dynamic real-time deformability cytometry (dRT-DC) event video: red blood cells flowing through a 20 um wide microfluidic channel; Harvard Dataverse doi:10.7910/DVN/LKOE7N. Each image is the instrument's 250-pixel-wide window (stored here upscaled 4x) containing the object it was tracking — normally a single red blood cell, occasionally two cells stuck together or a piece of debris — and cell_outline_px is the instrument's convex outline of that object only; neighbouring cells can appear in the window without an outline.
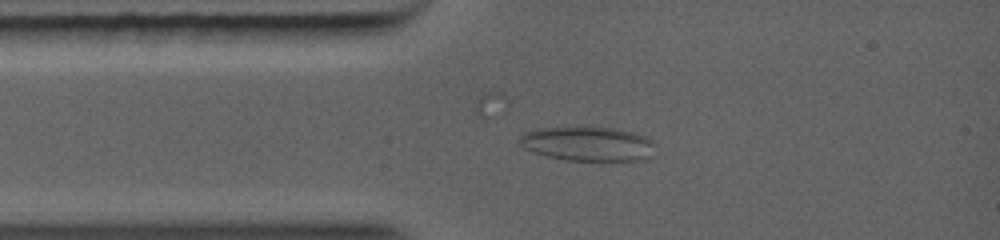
{"species": "common noctule bat (a hibernating species)", "species_latin": "Nyctalus noctula", "temperature_condition": "warm", "stored_images_in_passage": 33, "camera_frame_rate_fps": 5000, "um_per_image_px": 0.085, "animal": {"sex": "female", "body_mass_g": 19.0, "forearm_length_mm": 56.7}, "frame": {"image": 1, "passage_image": 5, "time_ms": 1.8, "image_size_px": [1000, 240], "cell_outline_px": [[656, 144], [648, 156], [644, 160], [568, 160], [548, 156], [532, 152], [524, 148], [516, 140], [524, 132], [536, 128], [616, 128], [648, 136]], "centroid_in_image_um": [49.94, 12.22], "position_along_channel_um": 35.1, "area_um2": 26.99}}
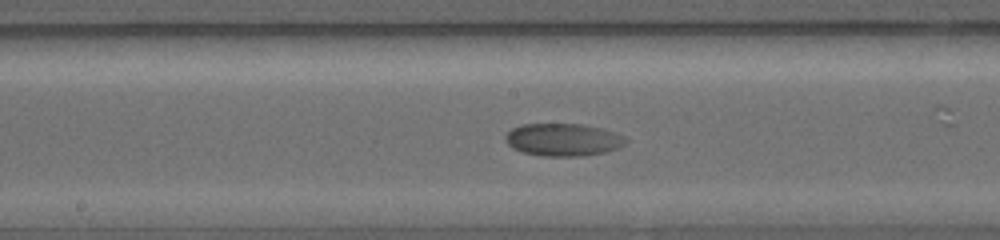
{"frame": {"image": 2, "passage_image": 14, "time_ms": 5.6, "image_size_px": [1000, 240], "cell_outline_px": [[628, 140], [624, 144], [616, 148], [604, 152], [580, 156], [540, 156], [520, 152], [512, 148], [504, 140], [504, 136], [512, 128], [520, 124], [580, 124], [600, 128], [624, 136]], "centroid_in_image_um": [47.79, 11.88], "position_along_channel_um": 200.4, "area_um2": 22.83}}
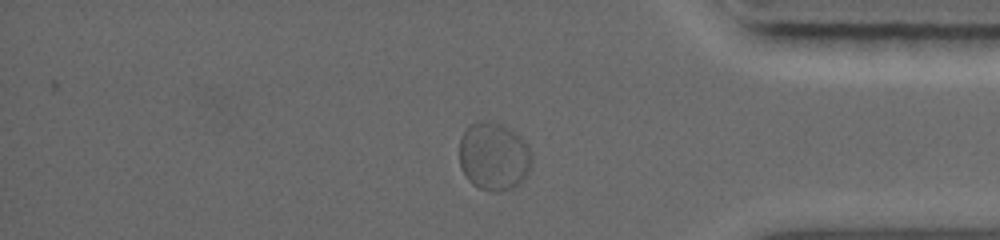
{"frame": {"image": 3, "passage_image": 24, "time_ms": 10.2, "image_size_px": [1000, 240], "cell_outline_px": [[532, 160], [528, 176], [512, 188], [500, 192], [492, 192], [480, 188], [472, 184], [468, 180], [460, 164], [460, 140], [464, 132], [472, 124], [500, 124], [520, 136], [528, 144], [532, 152]], "centroid_in_image_um": [42.02, 13.36], "position_along_channel_um": 393.2, "area_um2": 28.32}}